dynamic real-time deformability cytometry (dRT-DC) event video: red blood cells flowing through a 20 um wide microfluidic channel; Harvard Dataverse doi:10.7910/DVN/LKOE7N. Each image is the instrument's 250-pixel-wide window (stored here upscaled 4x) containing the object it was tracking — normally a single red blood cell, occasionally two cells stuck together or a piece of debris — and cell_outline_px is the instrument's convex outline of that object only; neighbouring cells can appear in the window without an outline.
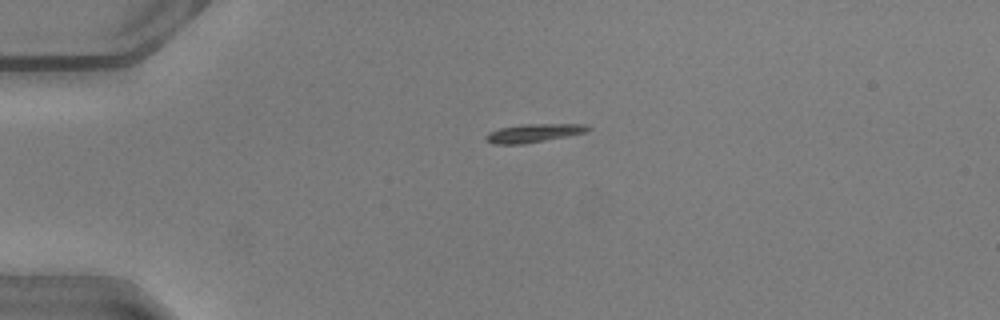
{"species": "common noctule bat (a hibernating species)", "species_latin": "Nyctalus noctula", "temperature_condition": "warm", "stored_images_in_passage": 40, "camera_frame_rate_fps": 3000, "um_per_image_px": 0.085, "animal": {"sex": "male", "body_mass_g": 20.5, "forearm_length_mm": 52.5}, "frame": {"image": 1, "passage_image": 2, "time_ms": 0.333, "image_size_px": [1000, 320], "cell_outline_px": [[592, 128], [584, 132], [568, 136], [524, 144], [492, 144], [484, 140], [484, 136], [488, 132], [500, 128], [520, 124], [588, 124]], "centroid_in_image_um": [45.31, 11.31], "position_along_channel_um": 39.7, "area_um2": 11.1}}
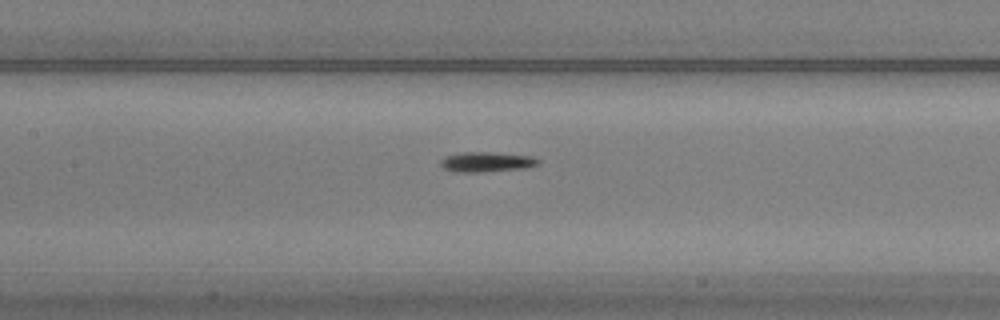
{"frame": {"image": 2, "passage_image": 14, "time_ms": 4.333, "image_size_px": [1000, 320], "cell_outline_px": [[540, 164], [528, 168], [484, 172], [452, 172], [444, 168], [440, 164], [440, 160], [444, 156], [464, 152], [492, 152], [532, 156], [540, 160]], "centroid_in_image_um": [41.37, 13.77], "position_along_channel_um": 166.0, "area_um2": 11.62}}
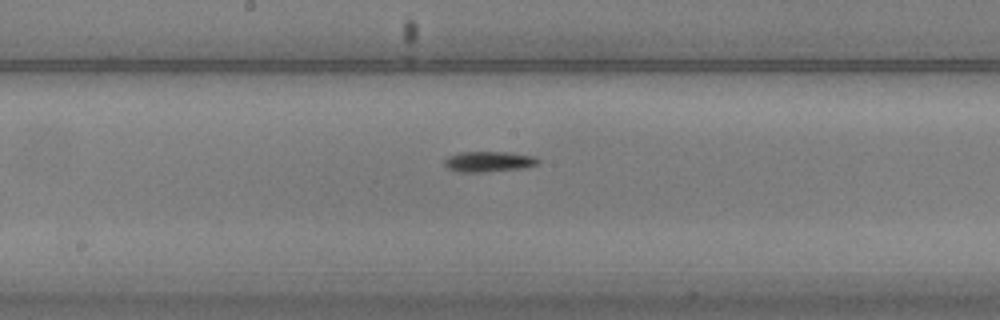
{"frame": {"image": 3, "passage_image": 17, "time_ms": 5.333, "image_size_px": [1000, 320], "cell_outline_px": [[540, 164], [524, 168], [480, 172], [460, 172], [448, 168], [444, 164], [444, 160], [448, 156], [460, 152], [508, 152], [536, 156], [540, 160]], "centroid_in_image_um": [41.58, 13.73], "position_along_channel_um": 206.6, "area_um2": 11.27}}